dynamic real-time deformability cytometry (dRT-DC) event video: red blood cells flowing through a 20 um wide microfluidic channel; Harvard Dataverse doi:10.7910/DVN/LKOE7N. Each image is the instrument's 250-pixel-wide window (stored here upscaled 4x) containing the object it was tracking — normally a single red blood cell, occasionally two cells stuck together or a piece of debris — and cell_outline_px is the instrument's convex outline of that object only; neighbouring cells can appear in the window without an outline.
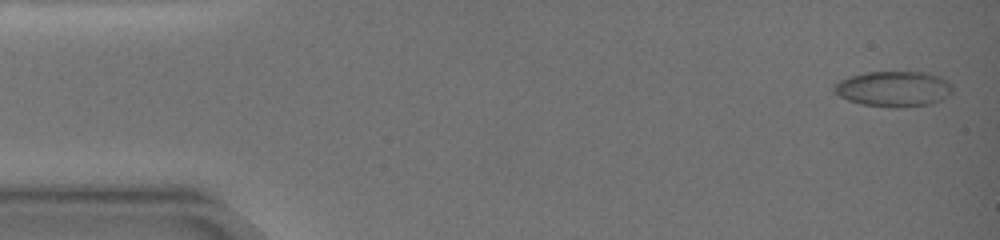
{"species": "common noctule bat (a hibernating species)", "species_latin": "Nyctalus noctula", "temperature_condition": "warm", "stored_images_in_passage": 45, "camera_frame_rate_fps": 3000, "um_per_image_px": 0.085, "animal": {"sex": "female", "body_mass_g": 19.0, "forearm_length_mm": 51.5}, "frame": {"image": 1, "passage_image": 1, "time_ms": 0.0, "image_size_px": [1000, 240], "cell_outline_px": [[952, 92], [948, 96], [940, 100], [928, 104], [900, 108], [892, 108], [860, 104], [848, 100], [840, 96], [832, 88], [840, 80], [848, 76], [868, 72], [928, 72], [940, 76], [948, 80], [952, 84]], "centroid_in_image_um": [75.98, 7.55], "position_along_channel_um": 9.0, "area_um2": 24.68}}
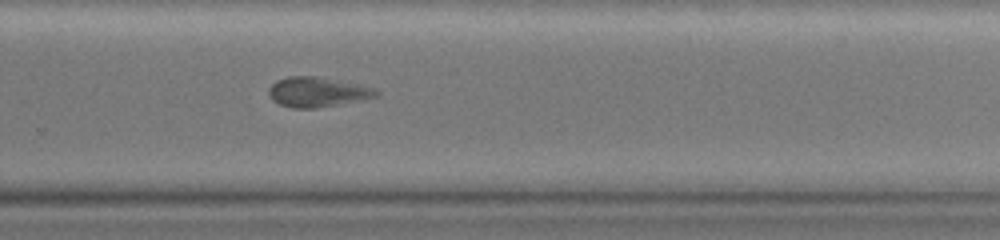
{"frame": {"image": 2, "passage_image": 37, "time_ms": 12.333, "image_size_px": [1000, 240], "cell_outline_px": [[380, 96], [344, 104], [316, 108], [292, 108], [280, 104], [272, 100], [268, 96], [268, 88], [276, 80], [288, 76], [316, 76], [376, 88], [380, 92]], "centroid_in_image_um": [26.99, 7.83], "position_along_channel_um": 302.8, "area_um2": 18.96}}
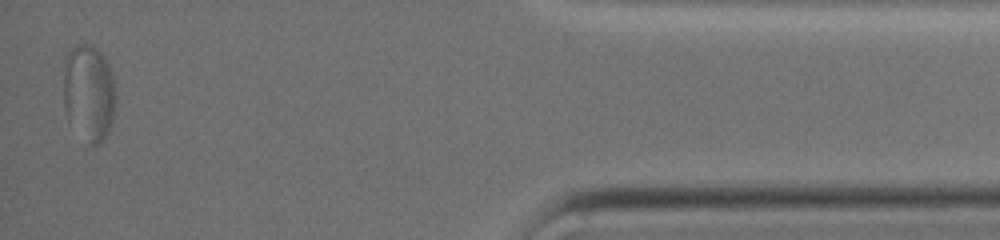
{"frame": {"image": 3, "passage_image": 45, "time_ms": 17.667, "image_size_px": [1000, 240], "cell_outline_px": [[116, 100], [112, 120], [108, 132], [96, 144], [88, 144], [68, 120], [64, 108], [64, 56], [76, 44], [88, 44], [96, 48], [104, 56], [108, 64], [112, 76], [116, 96]], "centroid_in_image_um": [7.53, 7.85], "position_along_channel_um": 427.7, "area_um2": 29.42}}